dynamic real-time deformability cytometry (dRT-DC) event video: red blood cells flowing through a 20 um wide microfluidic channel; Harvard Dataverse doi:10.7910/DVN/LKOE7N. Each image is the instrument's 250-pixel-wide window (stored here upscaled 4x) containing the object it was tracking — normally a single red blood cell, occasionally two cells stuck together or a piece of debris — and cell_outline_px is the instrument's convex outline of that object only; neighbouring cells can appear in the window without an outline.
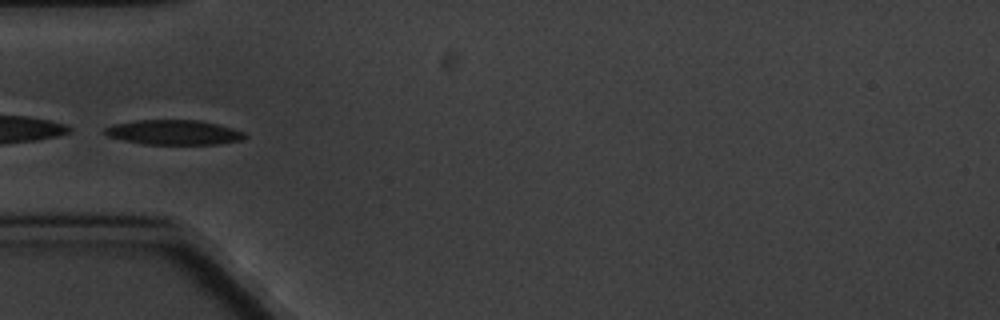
{"species": "common noctule bat (a hibernating species)", "species_latin": "Nyctalus noctula", "temperature_condition": "cold", "stored_images_in_passage": 7, "camera_frame_rate_fps": 3000, "um_per_image_px": 0.085, "animal": {"sex": "male", "body_mass_g": 20.1, "forearm_length_mm": 53.5}, "frame": {"image": 1, "passage_image": 4, "time_ms": 3.333, "image_size_px": [1000, 320], "cell_outline_px": [[248, 136], [244, 140], [220, 144], [144, 144], [124, 140], [108, 136], [100, 132], [104, 128], [112, 124], [136, 120], [200, 120], [232, 128], [244, 132]], "centroid_in_image_um": [14.76, 11.25], "position_along_channel_um": 70.2, "area_um2": 20.4}}